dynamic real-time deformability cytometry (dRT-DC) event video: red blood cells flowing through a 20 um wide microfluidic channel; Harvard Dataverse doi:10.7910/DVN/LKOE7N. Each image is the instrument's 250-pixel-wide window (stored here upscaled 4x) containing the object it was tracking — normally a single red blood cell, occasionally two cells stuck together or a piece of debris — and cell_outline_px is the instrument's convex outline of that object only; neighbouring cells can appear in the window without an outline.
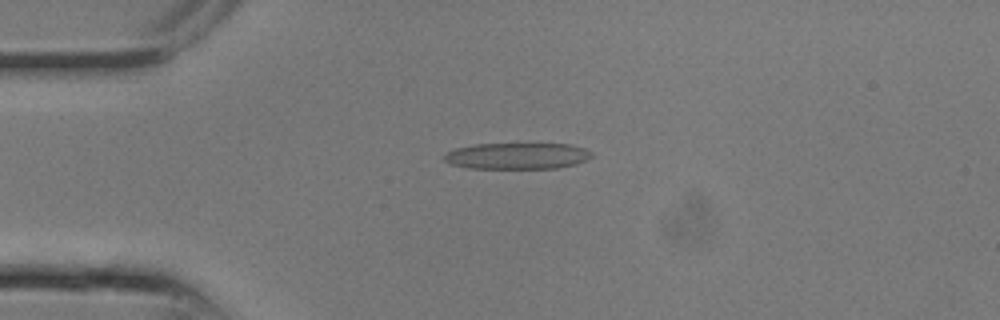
{"species": "common noctule bat (a hibernating species)", "species_latin": "Nyctalus noctula", "temperature_condition": "room temperature", "stored_images_in_passage": 10, "camera_frame_rate_fps": 3000, "um_per_image_px": 0.085, "animal": {"sex": "male", "body_mass_g": 13.3}, "frame": {"image": 1, "passage_image": 3, "time_ms": 0.667, "image_size_px": [1000, 320], "cell_outline_px": [[592, 156], [588, 160], [576, 164], [556, 168], [468, 168], [452, 164], [444, 160], [444, 156], [448, 152], [456, 148], [476, 144], [568, 144], [584, 148], [592, 152]], "centroid_in_image_um": [43.99, 13.25], "position_along_channel_um": 41.0, "area_um2": 22.48}}
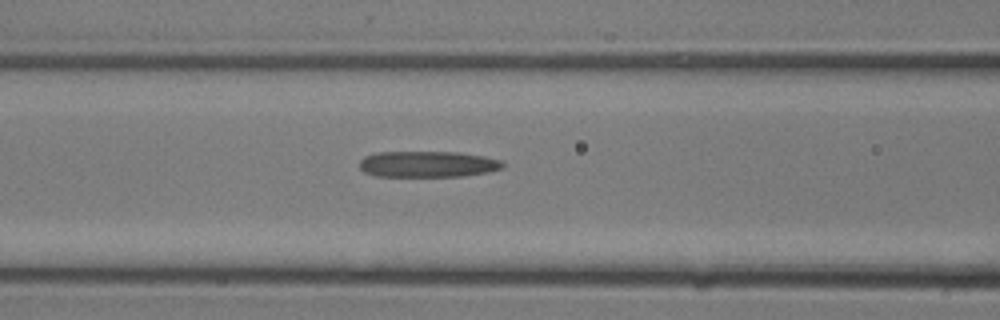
{"frame": {"image": 2, "passage_image": 7, "time_ms": 2.0, "image_size_px": [1000, 320], "cell_outline_px": [[504, 168], [488, 172], [464, 176], [376, 176], [364, 172], [360, 168], [360, 160], [364, 156], [380, 152], [456, 152], [484, 156], [500, 160], [504, 164]], "centroid_in_image_um": [36.36, 13.95], "position_along_channel_um": 130.2, "area_um2": 21.79}}
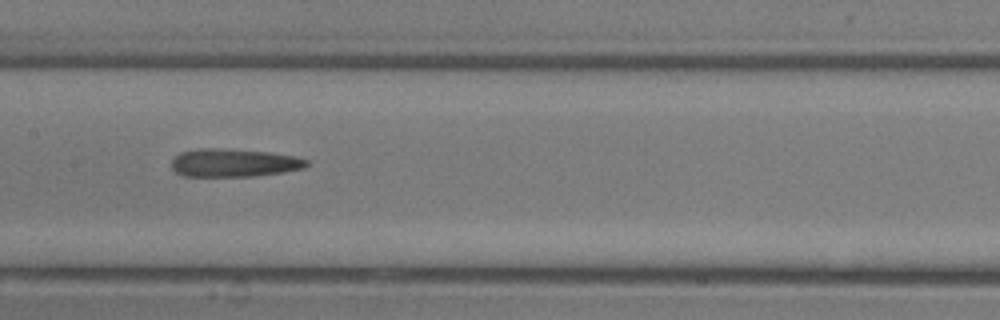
{"frame": {"image": 3, "passage_image": 9, "time_ms": 2.667, "image_size_px": [1000, 320], "cell_outline_px": [[308, 164], [304, 168], [284, 172], [256, 176], [184, 176], [176, 172], [172, 168], [172, 160], [180, 152], [200, 148], [220, 148], [268, 152], [296, 156], [308, 160]], "centroid_in_image_um": [19.89, 13.84], "position_along_channel_um": 187.5, "area_um2": 22.14}}